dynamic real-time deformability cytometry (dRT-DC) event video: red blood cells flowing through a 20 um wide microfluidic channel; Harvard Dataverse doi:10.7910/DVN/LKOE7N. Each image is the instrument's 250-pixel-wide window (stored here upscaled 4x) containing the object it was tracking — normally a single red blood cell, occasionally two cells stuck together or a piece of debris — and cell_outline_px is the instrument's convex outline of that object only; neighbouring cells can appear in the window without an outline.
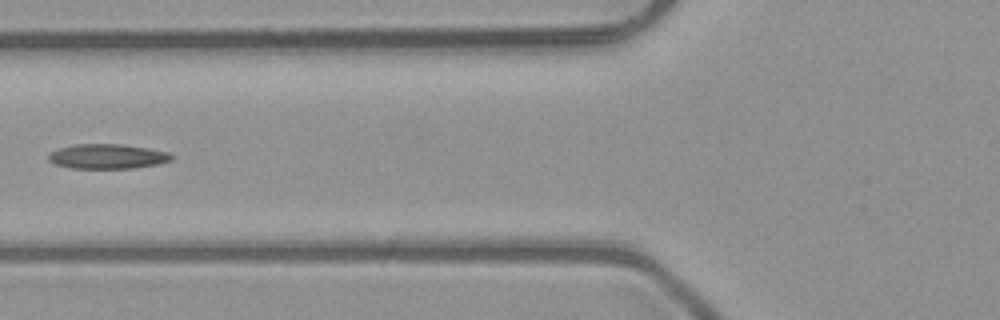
{"species": "common noctule bat (a hibernating species)", "species_latin": "Nyctalus noctula", "temperature_condition": "room temperature", "stored_images_in_passage": 3, "camera_frame_rate_fps": 3000, "um_per_image_px": 0.085, "animal": {"sex": "male", "body_mass_g": 23.1, "forearm_length_mm": 52.7}, "frame": {"image": 1, "passage_image": 2, "time_ms": 0.333, "image_size_px": [1000, 320], "cell_outline_px": [[172, 160], [156, 164], [132, 168], [68, 168], [56, 164], [48, 160], [48, 156], [52, 152], [60, 148], [76, 144], [124, 144], [148, 148], [168, 152], [172, 156]], "centroid_in_image_um": [9.13, 13.29], "position_along_channel_um": 116.7, "area_um2": 17.57}}
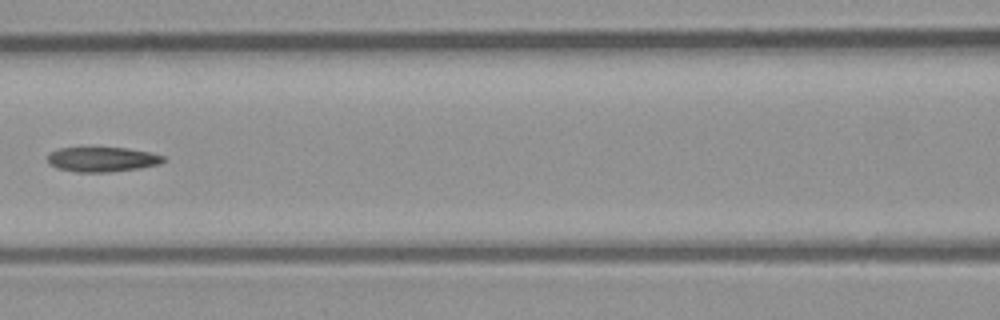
{"frame": {"image": 2, "passage_image": 3, "time_ms": 0.667, "image_size_px": [1000, 320], "cell_outline_px": [[168, 160], [160, 164], [140, 168], [108, 172], [76, 172], [56, 168], [48, 164], [48, 156], [52, 152], [60, 148], [128, 148], [152, 152], [164, 156]], "centroid_in_image_um": [8.74, 13.55], "position_along_channel_um": 157.9, "area_um2": 16.82}}